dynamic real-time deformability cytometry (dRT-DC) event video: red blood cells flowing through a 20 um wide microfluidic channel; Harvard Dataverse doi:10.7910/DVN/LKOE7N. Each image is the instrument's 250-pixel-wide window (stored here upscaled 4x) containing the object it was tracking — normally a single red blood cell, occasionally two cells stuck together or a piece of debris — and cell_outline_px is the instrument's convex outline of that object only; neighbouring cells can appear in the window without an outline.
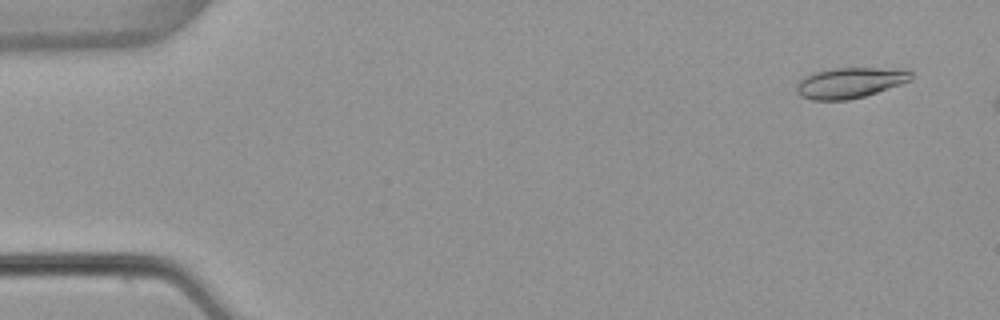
{"species": "common noctule bat (a hibernating species)", "species_latin": "Nyctalus noctula", "temperature_condition": "warm", "stored_images_in_passage": 9, "camera_frame_rate_fps": 3000, "um_per_image_px": 0.085, "animal": {"sex": "female", "body_mass_g": 22.7, "forearm_length_mm": 54.2}, "frame": {"image": 1, "passage_image": 3, "time_ms": 0.667, "image_size_px": [1000, 320], "cell_outline_px": [[912, 80], [864, 96], [848, 100], [812, 100], [800, 96], [796, 92], [796, 84], [804, 76], [812, 72], [832, 68], [908, 68], [912, 72]], "centroid_in_image_um": [72.24, 7.02], "position_along_channel_um": 12.8, "area_um2": 20.69}}